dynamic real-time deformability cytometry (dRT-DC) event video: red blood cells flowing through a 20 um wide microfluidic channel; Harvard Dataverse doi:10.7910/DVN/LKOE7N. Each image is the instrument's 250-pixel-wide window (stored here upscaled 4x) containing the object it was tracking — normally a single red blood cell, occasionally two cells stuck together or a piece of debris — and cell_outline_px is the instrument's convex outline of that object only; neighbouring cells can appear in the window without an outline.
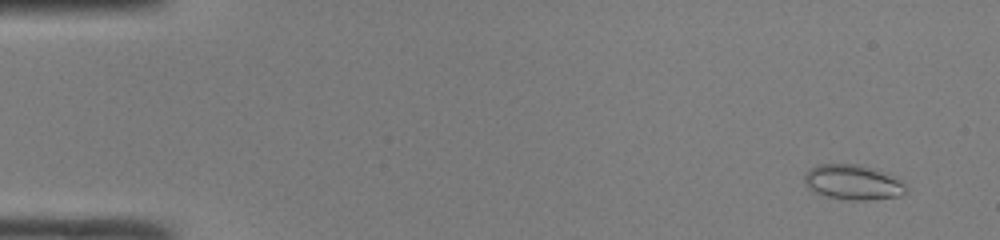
{"species": "common noctule bat (a hibernating species)", "species_latin": "Nyctalus noctula", "temperature_condition": "room temperature", "stored_images_in_passage": 48, "camera_frame_rate_fps": 3000, "um_per_image_px": 0.085, "animal": {"sex": "male", "body_mass_g": 19.0, "forearm_length_mm": 50.8}, "frame": {"image": 1, "passage_image": 3, "time_ms": 0.667, "image_size_px": [1000, 240], "cell_outline_px": [[904, 192], [900, 196], [868, 200], [848, 200], [828, 196], [812, 192], [804, 180], [804, 176], [812, 168], [820, 164], [856, 164], [876, 168], [904, 184]], "centroid_in_image_um": [72.46, 15.5], "position_along_channel_um": 12.5, "area_um2": 20.29}}
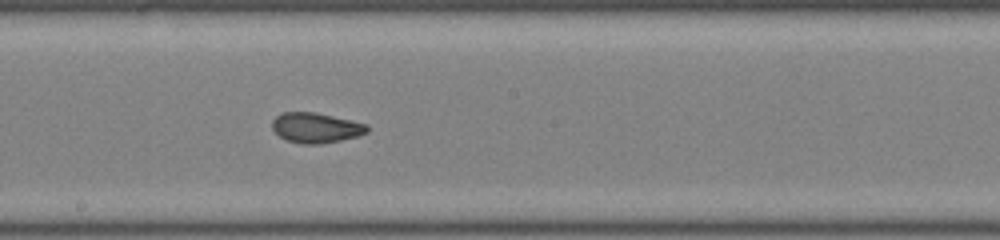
{"frame": {"image": 2, "passage_image": 27, "time_ms": 8.667, "image_size_px": [1000, 240], "cell_outline_px": [[368, 132], [360, 136], [320, 144], [304, 144], [288, 140], [280, 136], [272, 128], [272, 120], [276, 116], [284, 112], [316, 112], [368, 124]], "centroid_in_image_um": [26.88, 10.85], "position_along_channel_um": 221.3, "area_um2": 16.65}}
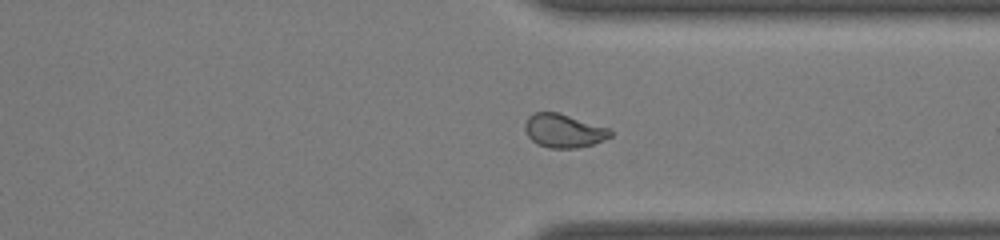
{"frame": {"image": 3, "passage_image": 37, "time_ms": 12.0, "image_size_px": [1000, 240], "cell_outline_px": [[612, 136], [604, 140], [592, 144], [576, 148], [548, 148], [536, 144], [528, 136], [524, 128], [524, 124], [528, 116], [532, 112], [556, 112], [608, 128], [612, 132]], "centroid_in_image_um": [47.87, 11.12], "position_along_channel_um": 363.5, "area_um2": 16.65}, "authors_computed_cell_mechanics": {"area_um2": 17.7446, "velocity_mm_per_s": 4.2448, "shape_relaxation_time_tau1_ms": null, "shape_relaxation_time_tau2_ms": 1.0772, "deformation_change_tau1": null, "deformation_change_tau2": 0.0543}}